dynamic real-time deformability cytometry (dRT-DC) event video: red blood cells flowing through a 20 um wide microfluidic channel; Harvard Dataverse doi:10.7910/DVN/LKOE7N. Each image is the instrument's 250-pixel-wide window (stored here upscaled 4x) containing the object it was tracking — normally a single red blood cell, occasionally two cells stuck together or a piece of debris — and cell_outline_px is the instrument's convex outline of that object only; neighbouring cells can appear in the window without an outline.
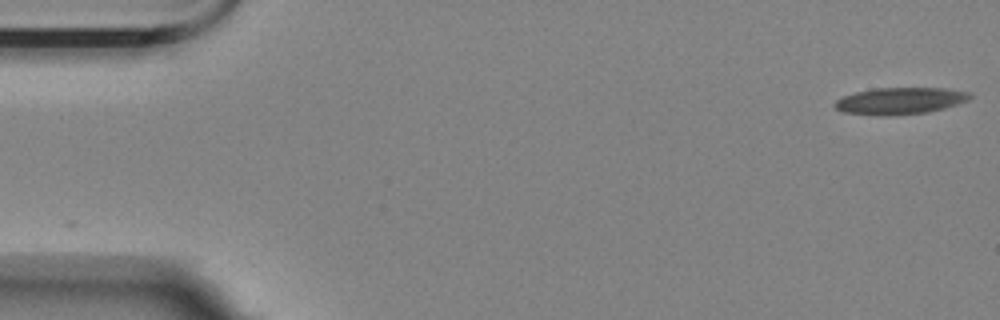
{"species": "Egyptian fruit bat (a non-hibernating species)", "species_latin": "Rousettus aegyptiacus", "temperature_condition": "room temperature", "stored_images_in_passage": 17, "camera_frame_rate_fps": 3000, "um_per_image_px": 0.085, "animal": {"sex": "female"}, "frame": {"image": 1, "passage_image": 1, "time_ms": 0.0, "image_size_px": [1000, 320], "cell_outline_px": [[972, 96], [968, 100], [944, 108], [928, 112], [888, 116], [844, 112], [836, 108], [832, 104], [836, 100], [844, 96], [856, 92], [876, 88], [944, 88], [968, 92]], "centroid_in_image_um": [76.5, 8.57], "position_along_channel_um": 8.5, "area_um2": 20.87}}